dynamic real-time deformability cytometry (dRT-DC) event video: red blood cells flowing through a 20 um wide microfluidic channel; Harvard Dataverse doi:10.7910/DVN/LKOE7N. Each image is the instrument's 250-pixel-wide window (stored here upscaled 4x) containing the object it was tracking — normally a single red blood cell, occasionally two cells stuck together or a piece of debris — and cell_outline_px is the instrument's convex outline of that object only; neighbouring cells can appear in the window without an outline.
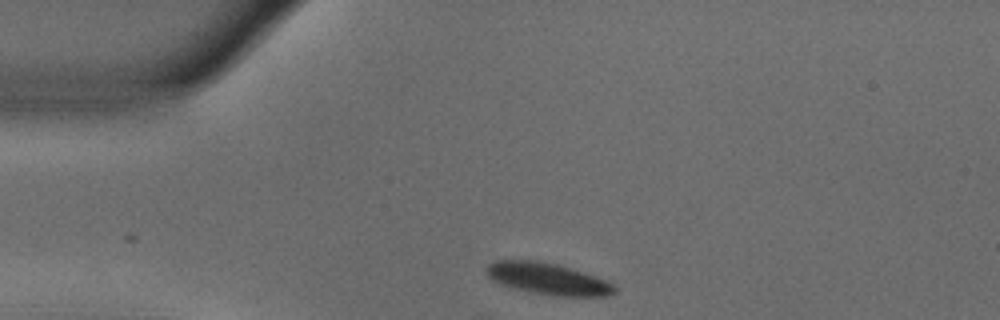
{"species": "common noctule bat (a hibernating species)", "species_latin": "Nyctalus noctula", "temperature_condition": "warm", "stored_images_in_passage": 5, "camera_frame_rate_fps": 3000, "um_per_image_px": 0.085, "animal": {"sex": "male", "body_mass_g": 18.8}, "frame": {"image": 1, "passage_image": 1, "time_ms": 0.0, "image_size_px": [1000, 320], "cell_outline_px": [[616, 292], [608, 296], [552, 296], [528, 292], [512, 288], [500, 284], [492, 280], [484, 272], [484, 268], [488, 264], [496, 260], [536, 260], [556, 264], [572, 268], [604, 280], [612, 284], [616, 288]], "centroid_in_image_um": [46.5, 23.7], "position_along_channel_um": 38.5, "area_um2": 23.81}}